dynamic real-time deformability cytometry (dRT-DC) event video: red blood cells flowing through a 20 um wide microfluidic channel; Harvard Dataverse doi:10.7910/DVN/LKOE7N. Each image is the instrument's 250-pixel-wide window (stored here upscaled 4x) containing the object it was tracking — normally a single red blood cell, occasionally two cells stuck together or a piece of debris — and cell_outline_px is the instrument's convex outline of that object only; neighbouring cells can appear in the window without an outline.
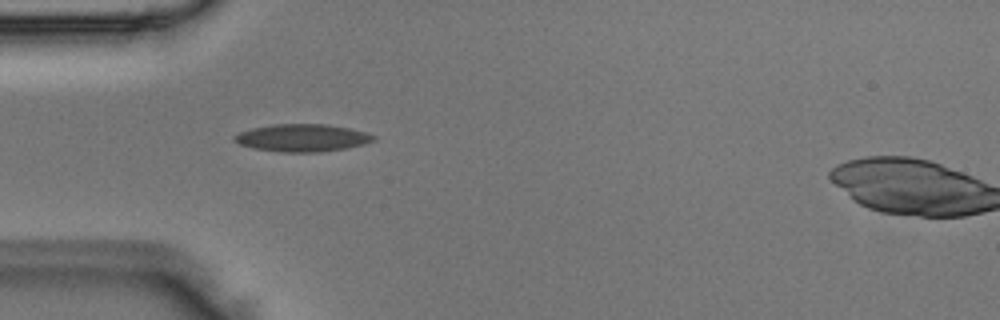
{"species": "Egyptian fruit bat (a non-hibernating species)", "species_latin": "Rousettus aegyptiacus", "temperature_condition": "room temperature", "stored_images_in_passage": 3, "camera_frame_rate_fps": 3000, "um_per_image_px": 0.085, "animal": {"sex": "male"}, "frame": {"image": 1, "passage_image": 3, "time_ms": 0.667, "image_size_px": [1000, 320], "cell_outline_px": [[376, 140], [364, 144], [344, 148], [320, 152], [280, 152], [252, 148], [240, 144], [232, 140], [232, 136], [240, 132], [252, 128], [276, 124], [328, 124], [348, 128], [364, 132], [376, 136]], "centroid_in_image_um": [25.67, 11.72], "position_along_channel_um": 59.3, "area_um2": 22.25}}